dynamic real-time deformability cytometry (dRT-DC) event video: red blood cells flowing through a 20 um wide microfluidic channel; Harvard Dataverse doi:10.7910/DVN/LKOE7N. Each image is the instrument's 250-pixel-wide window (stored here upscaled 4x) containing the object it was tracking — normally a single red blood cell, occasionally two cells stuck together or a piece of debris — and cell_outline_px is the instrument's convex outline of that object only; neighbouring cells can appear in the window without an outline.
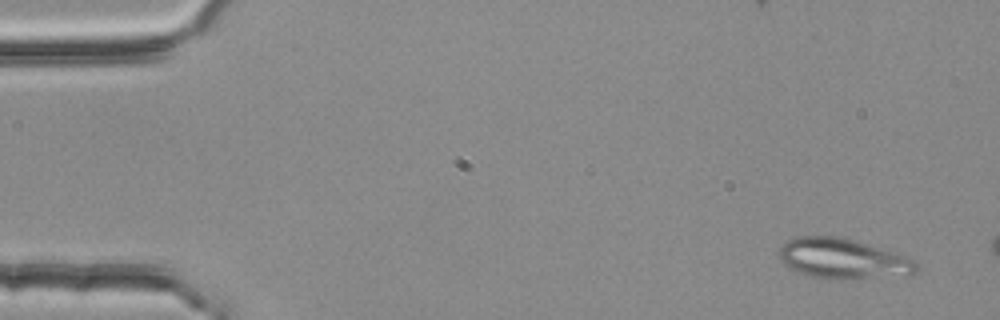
{"species": "common noctule bat (a hibernating species)", "species_latin": "Nyctalus noctula", "temperature_condition": "room temperature", "stored_images_in_passage": 4, "camera_frame_rate_fps": 3000, "um_per_image_px": 0.085, "animal": {"sex": "female", "body_mass_g": 25.1}, "frame": {"image": 1, "passage_image": 4, "time_ms": 1.0, "image_size_px": [1000, 320], "cell_outline_px": [[916, 272], [912, 276], [852, 280], [840, 280], [812, 276], [788, 268], [780, 260], [780, 248], [788, 240], [800, 236], [840, 236], [856, 240], [900, 252], [916, 260]], "centroid_in_image_um": [71.77, 22.01], "position_along_channel_um": 13.2, "area_um2": 33.12}}